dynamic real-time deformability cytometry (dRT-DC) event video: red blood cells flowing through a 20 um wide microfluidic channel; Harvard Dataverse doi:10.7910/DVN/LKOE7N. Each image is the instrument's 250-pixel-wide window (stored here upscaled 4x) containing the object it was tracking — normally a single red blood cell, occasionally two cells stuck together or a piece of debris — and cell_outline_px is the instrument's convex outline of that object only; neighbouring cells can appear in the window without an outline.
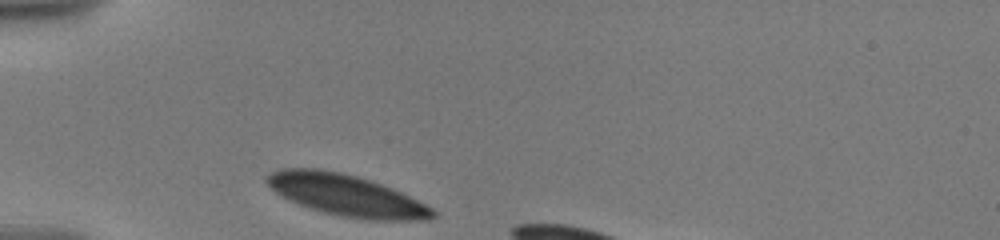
{"species": "human", "species_latin": "Homo sapiens", "temperature_condition": "warm", "stored_images_in_passage": 13, "camera_frame_rate_fps": 3000, "um_per_image_px": 0.085, "donor": {"sex": "male"}, "frame": {"image": 1, "passage_image": 1, "time_ms": 0.0, "image_size_px": [1000, 240], "cell_outline_px": [[436, 216], [428, 220], [368, 220], [344, 216], [324, 212], [300, 204], [276, 192], [264, 180], [264, 176], [280, 168], [320, 168], [340, 172], [372, 180], [392, 188], [432, 208], [436, 212]], "centroid_in_image_um": [29.44, 16.58], "position_along_channel_um": 55.6, "area_um2": 39.65}}
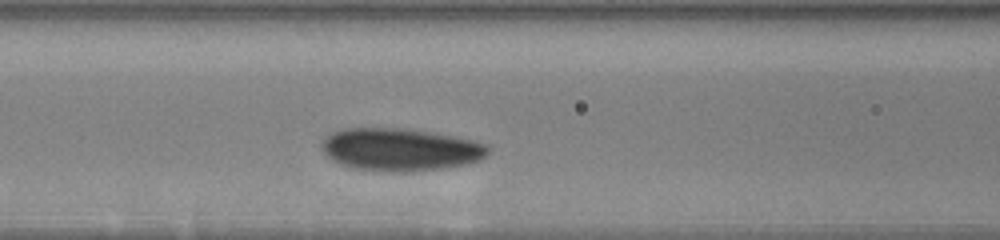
{"frame": {"image": 2, "passage_image": 6, "time_ms": 2.667, "image_size_px": [1000, 240], "cell_outline_px": [[488, 152], [480, 160], [464, 164], [444, 168], [400, 172], [384, 172], [348, 168], [332, 160], [324, 152], [324, 140], [332, 132], [344, 128], [404, 128], [476, 140], [488, 144]], "centroid_in_image_um": [34.02, 12.72], "position_along_channel_um": 132.6, "area_um2": 41.21}}
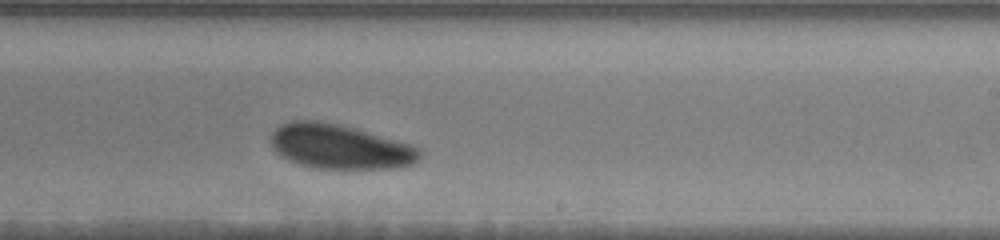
{"frame": {"image": 3, "passage_image": 13, "time_ms": 6.333, "image_size_px": [1000, 240], "cell_outline_px": [[420, 160], [412, 164], [396, 168], [316, 168], [300, 164], [288, 160], [280, 156], [272, 148], [272, 132], [280, 124], [292, 120], [316, 120], [340, 124], [356, 128], [412, 144], [420, 148]], "centroid_in_image_um": [28.89, 12.45], "position_along_channel_um": 260.1, "area_um2": 38.84}}